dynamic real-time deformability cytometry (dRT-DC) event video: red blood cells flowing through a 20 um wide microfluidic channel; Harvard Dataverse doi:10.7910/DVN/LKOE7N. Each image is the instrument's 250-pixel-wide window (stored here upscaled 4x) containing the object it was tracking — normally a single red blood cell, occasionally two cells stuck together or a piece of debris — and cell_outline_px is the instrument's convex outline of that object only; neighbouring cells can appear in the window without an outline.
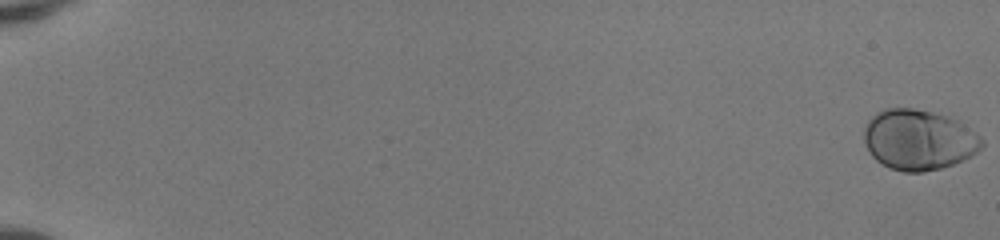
{"species": "human", "species_latin": "Homo sapiens", "temperature_condition": "room temperature", "stored_images_in_passage": 15, "camera_frame_rate_fps": 3000, "um_per_image_px": 0.085, "donor": {"sex": "female"}, "frame": {"image": 1, "passage_image": 1, "time_ms": 0.0, "image_size_px": [1000, 240], "cell_outline_px": [[984, 148], [972, 156], [952, 164], [940, 168], [924, 172], [904, 172], [888, 168], [876, 160], [872, 156], [864, 144], [864, 128], [868, 120], [876, 112], [884, 108], [912, 108], [932, 112], [948, 116], [956, 120], [980, 136], [984, 140]], "centroid_in_image_um": [78.08, 11.89], "position_along_channel_um": 6.9, "area_um2": 41.73}}